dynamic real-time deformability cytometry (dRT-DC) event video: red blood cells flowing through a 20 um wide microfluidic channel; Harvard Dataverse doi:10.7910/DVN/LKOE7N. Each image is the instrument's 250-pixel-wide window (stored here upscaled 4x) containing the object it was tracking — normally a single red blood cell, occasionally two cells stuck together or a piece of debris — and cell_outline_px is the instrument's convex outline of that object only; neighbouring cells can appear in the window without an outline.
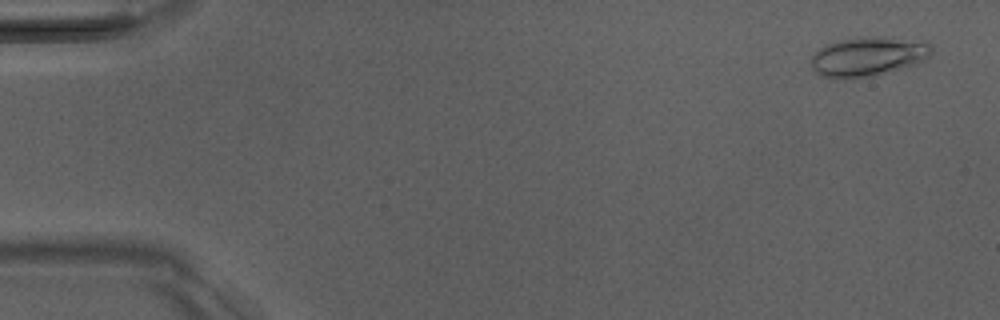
{"species": "Egyptian fruit bat (a non-hibernating species)", "species_latin": "Rousettus aegyptiacus", "temperature_condition": "room temperature", "stored_images_in_passage": 49, "camera_frame_rate_fps": 3000, "um_per_image_px": 0.085, "animal": {"sex": "male"}, "frame": {"image": 1, "passage_image": 3, "time_ms": 0.667, "image_size_px": [1000, 320], "cell_outline_px": [[932, 52], [924, 60], [916, 64], [876, 76], [844, 80], [820, 76], [812, 68], [812, 56], [820, 48], [828, 44], [840, 40], [856, 36], [880, 36], [928, 40], [932, 44]], "centroid_in_image_um": [73.83, 4.8], "position_along_channel_um": 11.2, "area_um2": 28.44}}
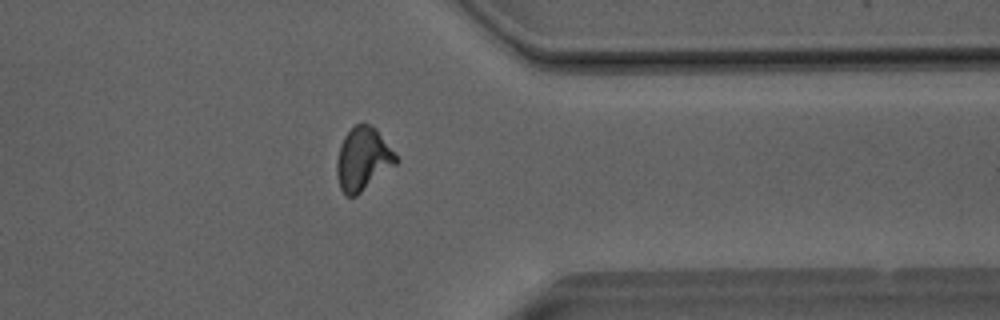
{"frame": {"image": 2, "passage_image": 41, "time_ms": 13.333, "image_size_px": [1000, 320], "cell_outline_px": [[400, 160], [396, 164], [356, 196], [344, 196], [340, 188], [336, 176], [336, 160], [340, 144], [344, 136], [356, 124], [368, 124], [376, 128]], "centroid_in_image_um": [30.83, 13.53], "position_along_channel_um": 380.6, "area_um2": 21.79}}
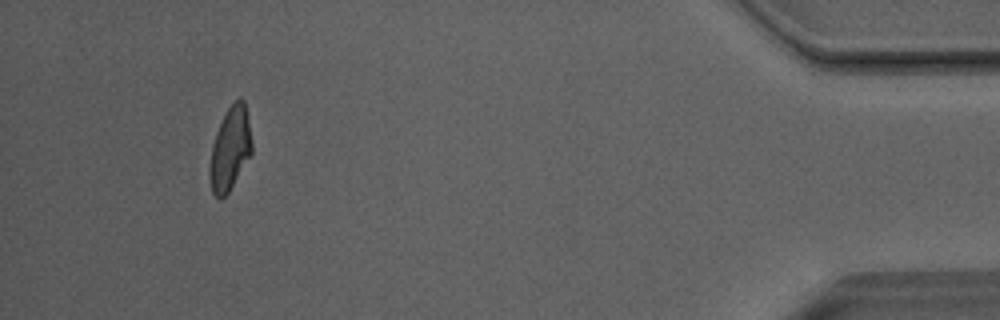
{"frame": {"image": 3, "passage_image": 48, "time_ms": 15.667, "image_size_px": [1000, 320], "cell_outline_px": [[252, 152], [228, 192], [220, 200], [212, 192], [208, 176], [208, 168], [212, 144], [216, 132], [228, 108], [240, 96], [244, 100], [248, 120], [252, 144]], "centroid_in_image_um": [19.53, 12.67], "position_along_channel_um": 415.7, "area_um2": 20.23}}